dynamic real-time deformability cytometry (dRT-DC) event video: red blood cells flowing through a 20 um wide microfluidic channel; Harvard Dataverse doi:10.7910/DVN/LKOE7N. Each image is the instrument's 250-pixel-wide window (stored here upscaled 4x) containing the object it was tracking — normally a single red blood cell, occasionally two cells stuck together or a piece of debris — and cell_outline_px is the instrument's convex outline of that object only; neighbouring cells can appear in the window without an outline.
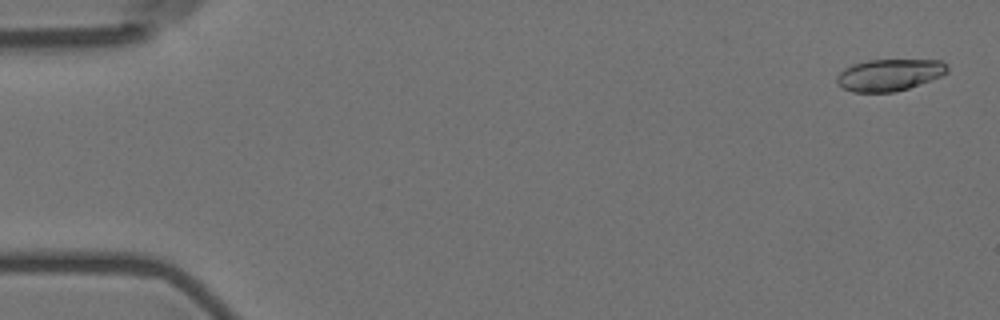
{"species": "Egyptian fruit bat (a non-hibernating species)", "species_latin": "Rousettus aegyptiacus", "temperature_condition": "room temperature", "stored_images_in_passage": 6, "camera_frame_rate_fps": 3000, "um_per_image_px": 0.085, "animal": {"sex": "female"}, "frame": {"image": 1, "passage_image": 1, "time_ms": 0.0, "image_size_px": [1000, 320], "cell_outline_px": [[948, 72], [940, 76], [908, 88], [896, 92], [852, 92], [836, 84], [836, 76], [844, 68], [852, 64], [868, 60], [940, 60], [948, 64]], "centroid_in_image_um": [75.57, 6.36], "position_along_channel_um": 9.4, "area_um2": 20.52}}
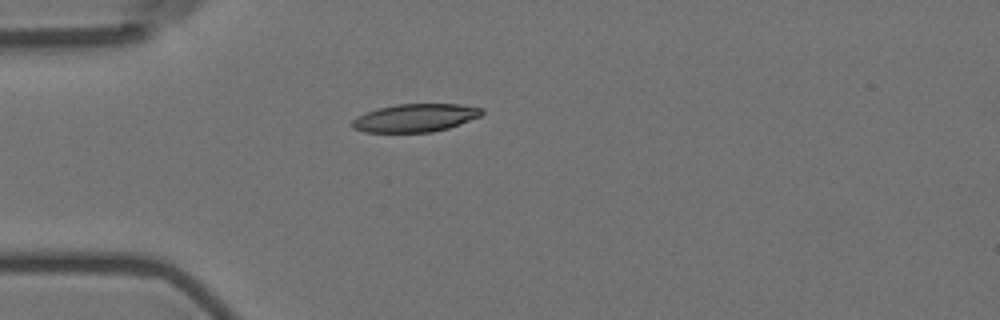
{"frame": {"image": 2, "passage_image": 5, "time_ms": 4.667, "image_size_px": [1000, 320], "cell_outline_px": [[484, 112], [480, 116], [448, 128], [432, 132], [364, 132], [352, 128], [352, 120], [356, 116], [376, 108], [396, 104], [460, 104], [484, 108]], "centroid_in_image_um": [35.27, 10.01], "position_along_channel_um": 49.7, "area_um2": 21.27}}